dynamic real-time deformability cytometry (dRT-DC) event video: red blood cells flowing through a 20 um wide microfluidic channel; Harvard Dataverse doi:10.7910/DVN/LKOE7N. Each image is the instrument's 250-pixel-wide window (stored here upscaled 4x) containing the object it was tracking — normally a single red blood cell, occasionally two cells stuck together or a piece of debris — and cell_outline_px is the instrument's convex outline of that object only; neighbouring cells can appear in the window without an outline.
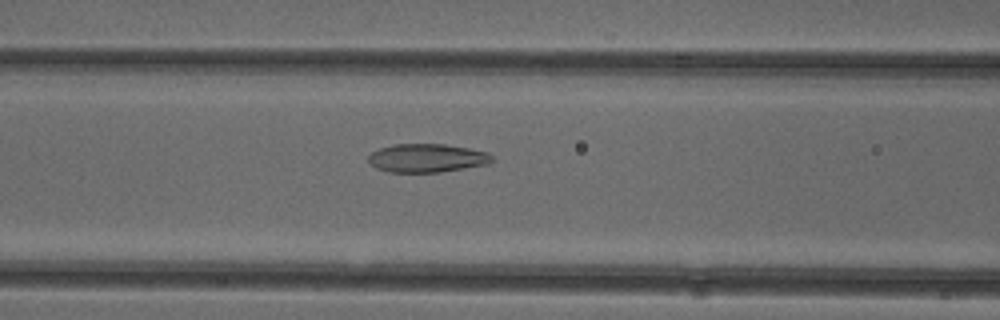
{"species": "common noctule bat (a hibernating species)", "species_latin": "Nyctalus noctula", "temperature_condition": "cold", "stored_images_in_passage": 52, "camera_frame_rate_fps": 3000, "um_per_image_px": 0.085, "animal": {"sex": "female"}, "frame": {"image": 1, "passage_image": 21, "time_ms": 6.667, "image_size_px": [1000, 320], "cell_outline_px": [[496, 160], [488, 164], [440, 172], [388, 172], [376, 168], [368, 160], [368, 156], [372, 152], [380, 148], [392, 144], [444, 144], [468, 148], [488, 152]], "centroid_in_image_um": [36.31, 13.43], "position_along_channel_um": 130.3, "area_um2": 20.58}}
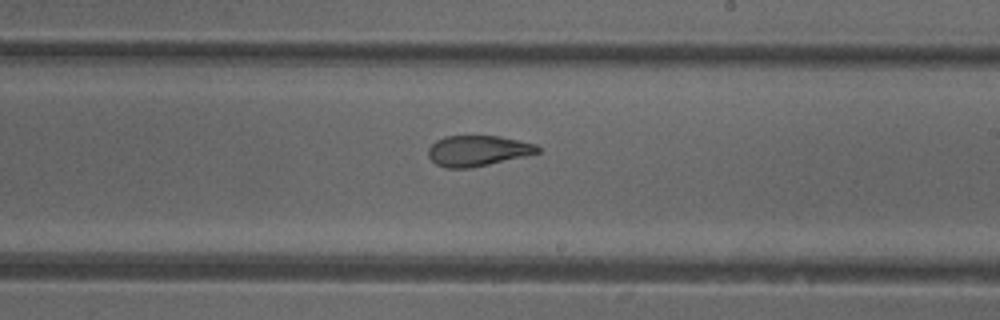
{"frame": {"image": 2, "passage_image": 30, "time_ms": 9.667, "image_size_px": [1000, 320], "cell_outline_px": [[540, 152], [524, 156], [472, 168], [444, 168], [436, 164], [428, 156], [428, 148], [436, 140], [444, 136], [500, 136], [536, 144], [540, 148]], "centroid_in_image_um": [40.59, 12.81], "position_along_channel_um": 248.4, "area_um2": 19.54}}
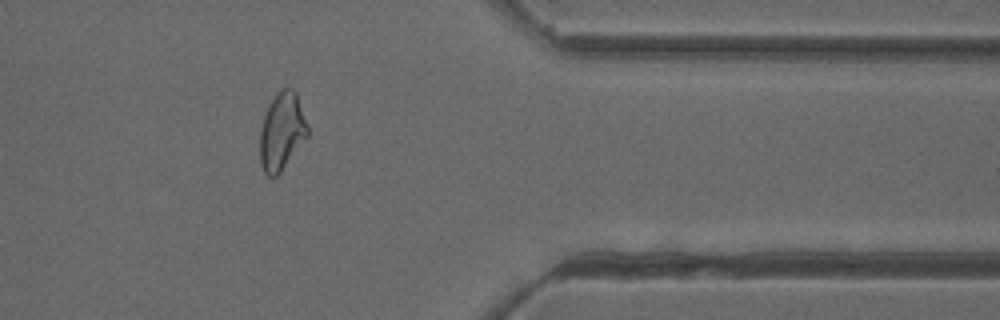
{"frame": {"image": 3, "passage_image": 42, "time_ms": 13.667, "image_size_px": [1000, 320], "cell_outline_px": [[308, 136], [280, 172], [276, 176], [268, 176], [264, 172], [260, 164], [260, 128], [268, 104], [276, 92], [284, 88], [292, 88], [296, 92], [308, 128]], "centroid_in_image_um": [23.94, 11.16], "position_along_channel_um": 387.5, "area_um2": 21.44}, "authors_computed_cell_mechanics": {"area_um2": 22.4553, "velocity_mm_per_s": 3.9305, "shape_relaxation_time_tau1_ms": null, "shape_relaxation_time_tau2_ms": 2.3836, "deformation_change_tau1": null, "deformation_change_tau2": 0.1027}}